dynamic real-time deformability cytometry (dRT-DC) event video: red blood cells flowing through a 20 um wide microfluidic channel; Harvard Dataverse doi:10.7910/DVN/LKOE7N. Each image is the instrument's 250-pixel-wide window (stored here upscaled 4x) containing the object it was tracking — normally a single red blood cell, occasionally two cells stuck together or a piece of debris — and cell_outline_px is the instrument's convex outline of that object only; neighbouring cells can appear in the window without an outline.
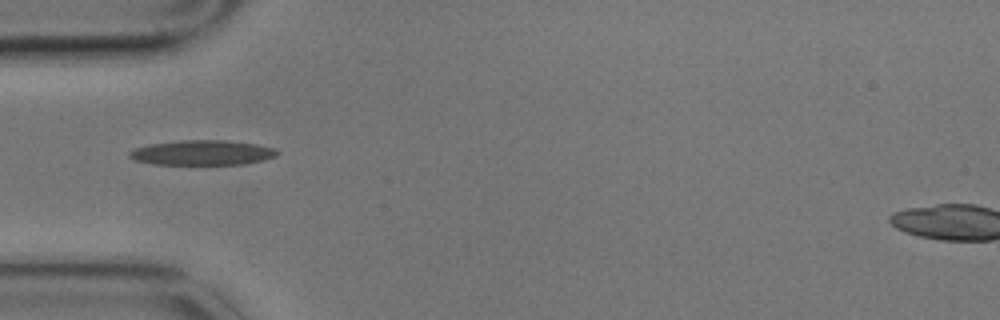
{"species": "common noctule bat (a hibernating species)", "species_latin": "Nyctalus noctula", "temperature_condition": "cold", "stored_images_in_passage": 3, "camera_frame_rate_fps": 3000, "um_per_image_px": 0.085, "animal": {"sex": "male", "body_mass_g": 17.9}, "frame": {"image": 1, "passage_image": 1, "time_ms": 0.0, "image_size_px": [1000, 320], "cell_outline_px": [[280, 152], [276, 156], [264, 160], [244, 164], [156, 164], [136, 160], [128, 156], [128, 152], [136, 148], [148, 144], [184, 140], [224, 140], [256, 144], [276, 148]], "centroid_in_image_um": [17.23, 12.97], "position_along_channel_um": 67.8, "area_um2": 21.39}}
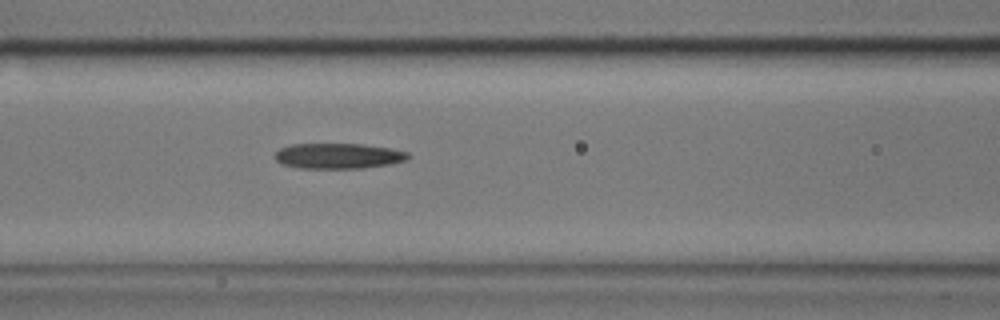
{"frame": {"image": 2, "passage_image": 3, "time_ms": 0.667, "image_size_px": [1000, 320], "cell_outline_px": [[412, 156], [408, 160], [392, 164], [360, 168], [300, 168], [280, 164], [276, 160], [276, 152], [280, 148], [292, 144], [360, 144], [388, 148], [408, 152]], "centroid_in_image_um": [28.78, 13.26], "position_along_channel_um": 137.8, "area_um2": 19.77}}